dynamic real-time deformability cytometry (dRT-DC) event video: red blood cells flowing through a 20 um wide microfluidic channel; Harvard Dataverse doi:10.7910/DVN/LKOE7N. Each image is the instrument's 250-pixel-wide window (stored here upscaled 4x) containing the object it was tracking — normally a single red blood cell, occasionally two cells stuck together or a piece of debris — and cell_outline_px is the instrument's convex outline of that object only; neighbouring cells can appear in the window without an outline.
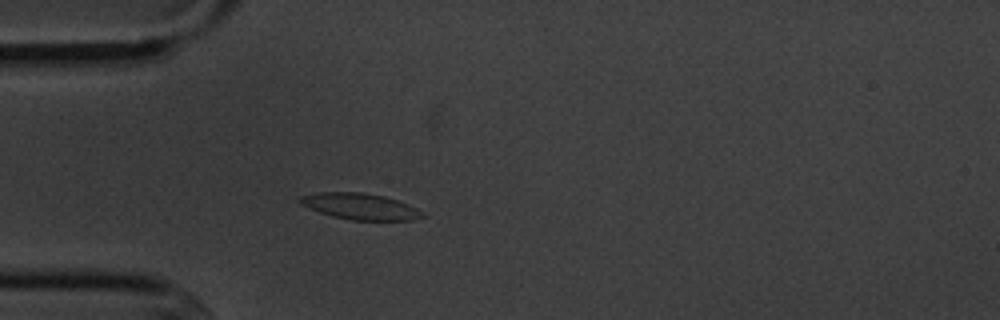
{"species": "common noctule bat (a hibernating species)", "species_latin": "Nyctalus noctula", "temperature_condition": "cold", "stored_images_in_passage": 3, "camera_frame_rate_fps": 3000, "um_per_image_px": 0.085, "animal": {"sex": "male", "body_mass_g": 20.1, "forearm_length_mm": 53.5}, "frame": {"image": 1, "passage_image": 3, "time_ms": 2.667, "image_size_px": [1000, 320], "cell_outline_px": [[428, 216], [412, 220], [352, 220], [332, 216], [320, 212], [300, 204], [296, 200], [300, 196], [320, 192], [360, 192], [384, 196], [408, 204], [424, 212]], "centroid_in_image_um": [30.62, 17.54], "position_along_channel_um": 54.4, "area_um2": 18.73}}